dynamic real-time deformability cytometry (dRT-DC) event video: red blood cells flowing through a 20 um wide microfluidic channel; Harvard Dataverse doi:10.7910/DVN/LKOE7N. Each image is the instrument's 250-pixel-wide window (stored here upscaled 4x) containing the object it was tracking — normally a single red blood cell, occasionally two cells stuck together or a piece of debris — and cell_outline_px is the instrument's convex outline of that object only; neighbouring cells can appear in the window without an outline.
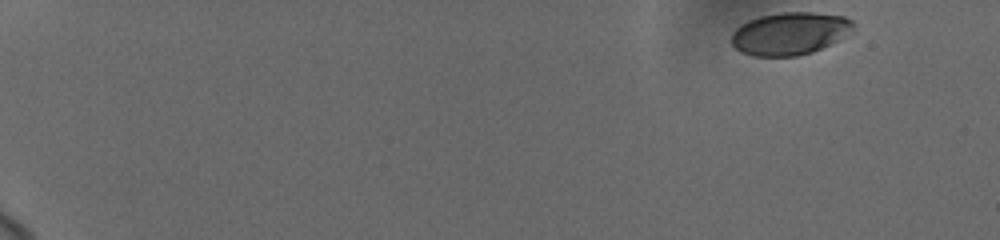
{"species": "human", "species_latin": "Homo sapiens", "temperature_condition": "cold", "stored_images_in_passage": 24, "camera_frame_rate_fps": 3000, "um_per_image_px": 0.085, "donor": {"sex": "female"}, "frame": {"image": 1, "passage_image": 1, "time_ms": 0.0, "image_size_px": [1000, 240], "cell_outline_px": [[856, 24], [836, 40], [812, 52], [796, 56], [752, 56], [736, 48], [732, 44], [732, 32], [740, 24], [748, 20], [760, 16], [780, 12], [812, 12], [844, 16], [852, 20]], "centroid_in_image_um": [67.08, 2.83], "position_along_channel_um": 17.9, "area_um2": 29.82}}
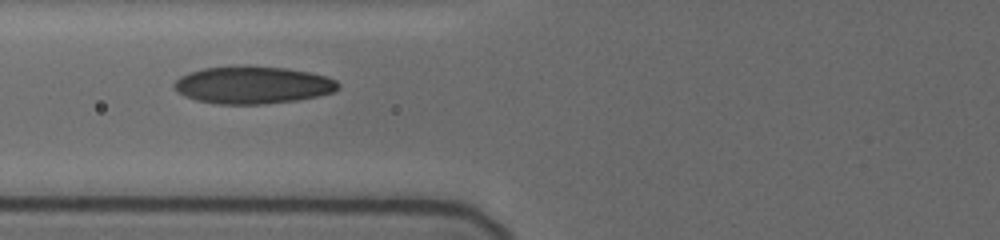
{"frame": {"image": 2, "passage_image": 14, "time_ms": 7.0, "image_size_px": [1000, 240], "cell_outline_px": [[340, 88], [332, 92], [316, 96], [296, 100], [264, 104], [220, 104], [196, 100], [184, 96], [172, 84], [180, 76], [188, 72], [204, 68], [232, 64], [252, 64], [284, 68], [308, 72], [328, 76], [336, 80], [340, 84]], "centroid_in_image_um": [21.47, 7.19], "position_along_channel_um": 104.3, "area_um2": 36.3}}
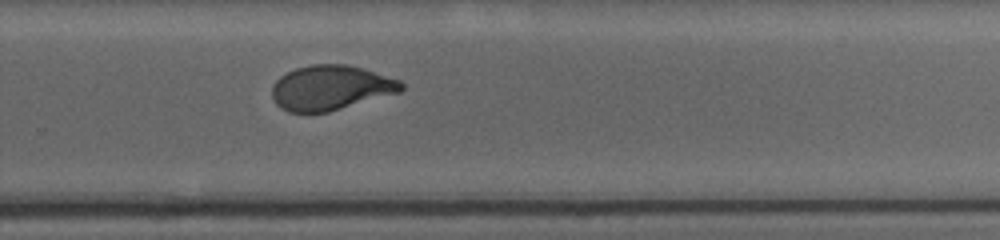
{"frame": {"image": 3, "passage_image": 24, "time_ms": 12.333, "image_size_px": [1000, 240], "cell_outline_px": [[404, 88], [400, 92], [328, 112], [288, 112], [280, 108], [276, 104], [272, 96], [272, 84], [280, 76], [296, 68], [312, 64], [348, 64], [364, 68], [400, 80], [404, 84]], "centroid_in_image_um": [28.11, 7.45], "position_along_channel_um": 301.7, "area_um2": 33.87}}